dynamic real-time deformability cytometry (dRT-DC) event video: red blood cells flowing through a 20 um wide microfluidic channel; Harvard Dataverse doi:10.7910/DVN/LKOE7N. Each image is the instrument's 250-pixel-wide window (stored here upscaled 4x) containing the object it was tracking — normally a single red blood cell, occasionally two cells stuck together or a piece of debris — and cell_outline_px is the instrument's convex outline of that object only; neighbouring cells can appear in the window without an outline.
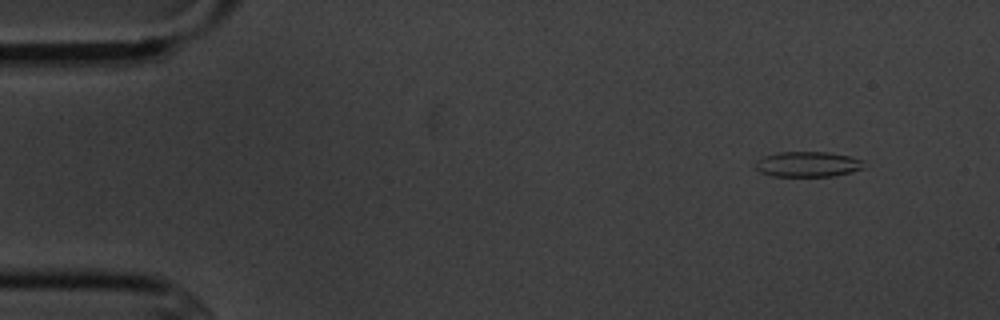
{"species": "common noctule bat (a hibernating species)", "species_latin": "Nyctalus noctula", "temperature_condition": "cold", "stored_images_in_passage": 4, "camera_frame_rate_fps": 3000, "um_per_image_px": 0.085, "animal": {"sex": "male", "body_mass_g": 20.1, "forearm_length_mm": 53.5}, "frame": {"image": 1, "passage_image": 1, "time_ms": 0.0, "image_size_px": [1000, 320], "cell_outline_px": [[864, 168], [832, 176], [772, 176], [760, 172], [756, 168], [756, 160], [764, 156], [780, 152], [828, 152], [848, 156], [864, 160]], "centroid_in_image_um": [68.65, 13.95], "position_along_channel_um": 16.4, "area_um2": 15.9}}
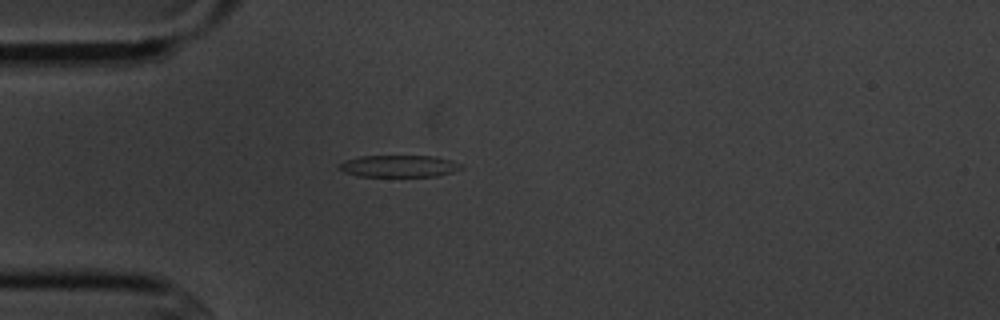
{"frame": {"image": 2, "passage_image": 3, "time_ms": 3.333, "image_size_px": [1000, 320], "cell_outline_px": [[464, 168], [452, 172], [436, 176], [356, 176], [344, 172], [336, 168], [336, 164], [344, 160], [360, 156], [436, 156], [452, 160], [464, 164]], "centroid_in_image_um": [33.89, 14.11], "position_along_channel_um": 51.1, "area_um2": 15.9}}